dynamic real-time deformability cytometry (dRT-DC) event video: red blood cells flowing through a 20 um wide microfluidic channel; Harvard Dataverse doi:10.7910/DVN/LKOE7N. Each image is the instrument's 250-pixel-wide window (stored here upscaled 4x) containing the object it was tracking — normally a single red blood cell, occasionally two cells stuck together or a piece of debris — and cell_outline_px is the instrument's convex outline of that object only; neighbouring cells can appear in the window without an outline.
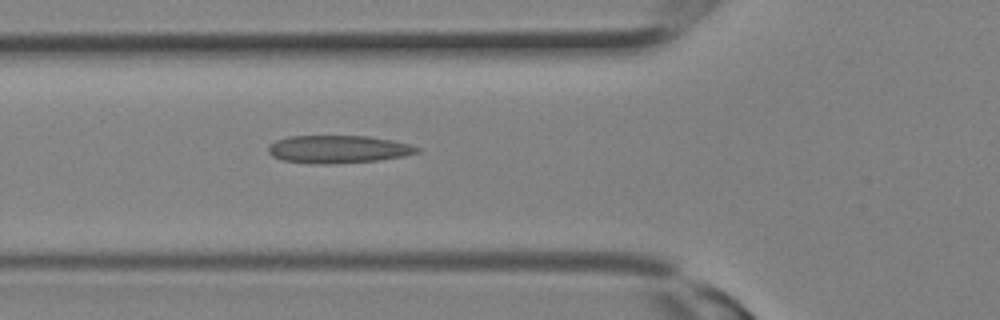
{"species": "Egyptian fruit bat (a non-hibernating species)", "species_latin": "Rousettus aegyptiacus", "temperature_condition": "room temperature", "stored_images_in_passage": 11, "camera_frame_rate_fps": 3000, "um_per_image_px": 0.085, "animal": {"sex": "female"}, "frame": {"image": 1, "passage_image": 11, "time_ms": 3.333, "image_size_px": [1000, 320], "cell_outline_px": [[420, 152], [404, 156], [380, 160], [332, 164], [312, 164], [280, 160], [272, 156], [268, 152], [268, 144], [276, 140], [288, 136], [368, 136], [392, 140], [408, 144], [420, 148]], "centroid_in_image_um": [28.71, 12.69], "position_along_channel_um": 97.1, "area_um2": 24.33}}